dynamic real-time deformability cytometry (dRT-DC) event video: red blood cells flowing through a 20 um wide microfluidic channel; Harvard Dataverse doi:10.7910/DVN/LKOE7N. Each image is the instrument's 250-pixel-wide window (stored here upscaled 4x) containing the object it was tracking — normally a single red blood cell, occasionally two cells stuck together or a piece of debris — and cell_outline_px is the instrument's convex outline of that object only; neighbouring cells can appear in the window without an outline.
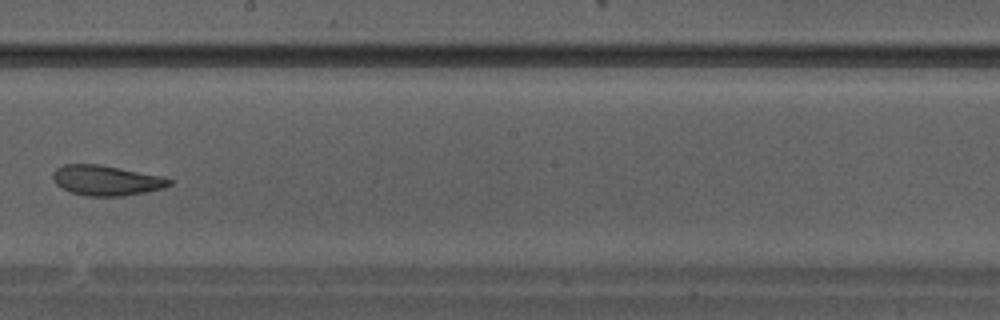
{"species": "Egyptian fruit bat (a non-hibernating species)", "species_latin": "Rousettus aegyptiacus", "temperature_condition": "warm", "stored_images_in_passage": 34, "camera_frame_rate_fps": 3000, "um_per_image_px": 0.085, "animal": {"sex": "male"}, "frame": {"image": 1, "passage_image": 20, "time_ms": 6.333, "image_size_px": [1000, 320], "cell_outline_px": [[172, 184], [164, 188], [124, 196], [88, 196], [72, 192], [56, 184], [52, 176], [52, 172], [56, 168], [64, 164], [100, 164], [164, 176], [172, 180]], "centroid_in_image_um": [9.06, 15.32], "position_along_channel_um": 239.1, "area_um2": 20.52}}